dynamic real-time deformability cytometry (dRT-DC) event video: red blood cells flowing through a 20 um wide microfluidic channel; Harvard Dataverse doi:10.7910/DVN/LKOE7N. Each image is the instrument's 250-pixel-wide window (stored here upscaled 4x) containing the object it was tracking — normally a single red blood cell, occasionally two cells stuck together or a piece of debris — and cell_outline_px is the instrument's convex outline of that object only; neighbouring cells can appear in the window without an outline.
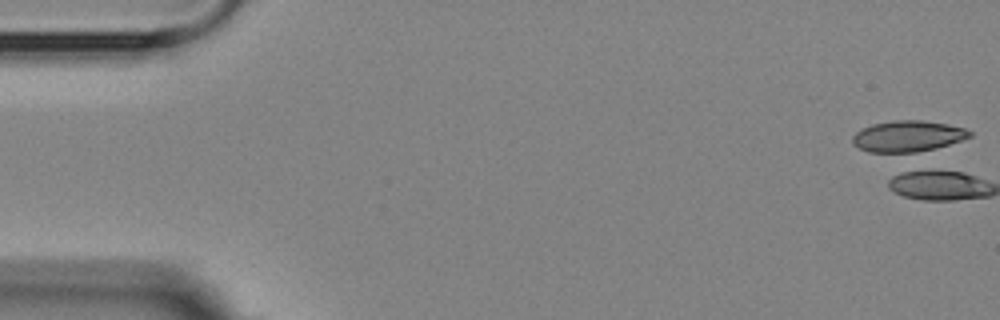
{"species": "Egyptian fruit bat (a non-hibernating species)", "species_latin": "Rousettus aegyptiacus", "temperature_condition": "room temperature", "stored_images_in_passage": 4, "camera_frame_rate_fps": 3000, "um_per_image_px": 0.085, "animal": {"sex": "female"}, "frame": {"image": 1, "passage_image": 1, "time_ms": 0.0, "image_size_px": [1000, 320], "cell_outline_px": [[972, 136], [936, 148], [908, 156], [904, 156], [868, 152], [852, 144], [852, 136], [856, 132], [872, 124], [896, 120], [920, 120], [948, 124], [964, 128], [972, 132]], "centroid_in_image_um": [77.12, 11.63], "position_along_channel_um": 7.9, "area_um2": 21.96}}